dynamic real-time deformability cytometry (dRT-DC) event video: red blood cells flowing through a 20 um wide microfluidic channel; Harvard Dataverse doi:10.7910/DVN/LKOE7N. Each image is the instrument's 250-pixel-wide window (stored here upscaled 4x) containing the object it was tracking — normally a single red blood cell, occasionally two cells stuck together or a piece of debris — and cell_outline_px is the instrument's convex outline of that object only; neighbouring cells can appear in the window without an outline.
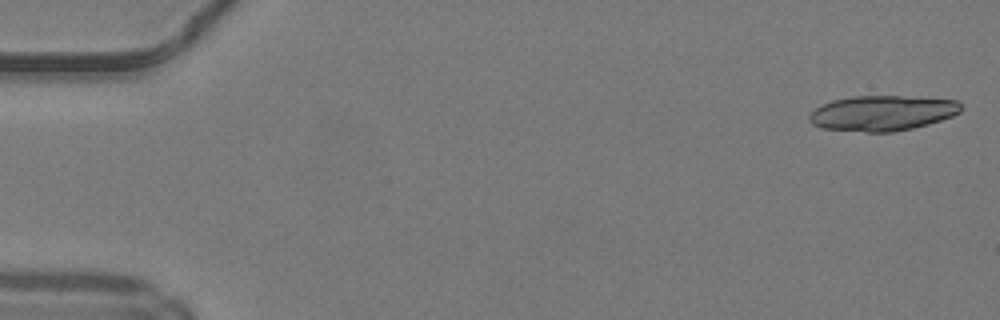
{"species": "common noctule bat (a hibernating species)", "species_latin": "Nyctalus noctula", "temperature_condition": "warm", "stored_images_in_passage": 16, "camera_frame_rate_fps": 3000, "um_per_image_px": 0.085, "animal": {"sex": "male", "body_mass_g": 19.2, "forearm_length_mm": 51.8}, "frame": {"image": 1, "passage_image": 1, "time_ms": 0.0, "image_size_px": [1000, 320], "cell_outline_px": [[964, 108], [960, 112], [952, 116], [928, 124], [912, 128], [892, 132], [864, 132], [824, 128], [812, 124], [808, 120], [808, 116], [816, 108], [832, 100], [852, 96], [900, 96], [960, 100]], "centroid_in_image_um": [75.03, 9.61], "position_along_channel_um": 10.0, "area_um2": 31.21}}